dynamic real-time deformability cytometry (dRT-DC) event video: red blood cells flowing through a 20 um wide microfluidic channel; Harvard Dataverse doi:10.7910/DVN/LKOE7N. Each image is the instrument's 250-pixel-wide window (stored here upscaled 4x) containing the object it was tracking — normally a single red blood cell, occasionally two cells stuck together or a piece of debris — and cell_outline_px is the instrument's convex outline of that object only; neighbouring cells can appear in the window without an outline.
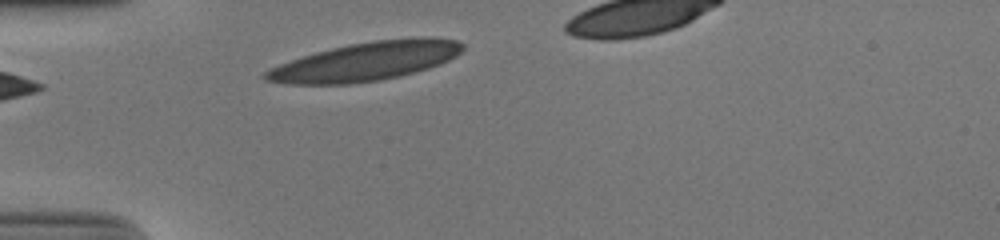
{"species": "human", "species_latin": "Homo sapiens", "temperature_condition": "cold", "stored_images_in_passage": 6, "camera_frame_rate_fps": 3000, "um_per_image_px": 0.085, "donor": {"sex": "male"}, "frame": {"image": 1, "passage_image": 2, "time_ms": 0.333, "image_size_px": [1000, 240], "cell_outline_px": [[464, 48], [456, 56], [440, 64], [428, 68], [400, 76], [380, 80], [348, 84], [284, 84], [264, 80], [260, 76], [264, 72], [280, 64], [316, 52], [332, 48], [372, 40], [432, 36], [456, 40], [464, 44]], "centroid_in_image_um": [31.1, 5.22], "position_along_channel_um": 53.9, "area_um2": 44.33}}